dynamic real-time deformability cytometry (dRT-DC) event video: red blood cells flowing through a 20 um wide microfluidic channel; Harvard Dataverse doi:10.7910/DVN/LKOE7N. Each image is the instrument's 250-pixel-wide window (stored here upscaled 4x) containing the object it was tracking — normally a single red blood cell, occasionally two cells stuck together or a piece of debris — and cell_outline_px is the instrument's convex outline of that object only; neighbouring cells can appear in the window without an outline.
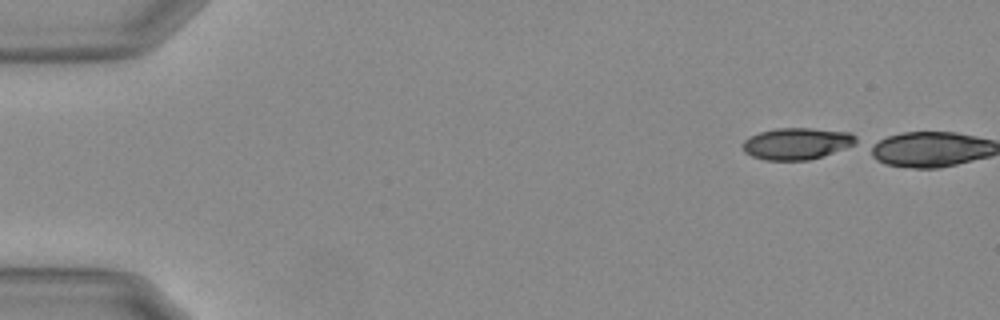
{"species": "Egyptian fruit bat (a non-hibernating species)", "species_latin": "Rousettus aegyptiacus", "temperature_condition": "warm", "stored_images_in_passage": 2, "camera_frame_rate_fps": 3000, "um_per_image_px": 0.085, "animal": {"sex": "female"}, "frame": {"image": 1, "passage_image": 1, "time_ms": 0.0, "image_size_px": [1000, 320], "cell_outline_px": [[856, 144], [808, 160], [764, 160], [752, 156], [744, 152], [740, 144], [748, 136], [760, 132], [776, 128], [812, 128], [852, 132], [856, 136]], "centroid_in_image_um": [67.68, 12.19], "position_along_channel_um": 17.3, "area_um2": 20.98}}